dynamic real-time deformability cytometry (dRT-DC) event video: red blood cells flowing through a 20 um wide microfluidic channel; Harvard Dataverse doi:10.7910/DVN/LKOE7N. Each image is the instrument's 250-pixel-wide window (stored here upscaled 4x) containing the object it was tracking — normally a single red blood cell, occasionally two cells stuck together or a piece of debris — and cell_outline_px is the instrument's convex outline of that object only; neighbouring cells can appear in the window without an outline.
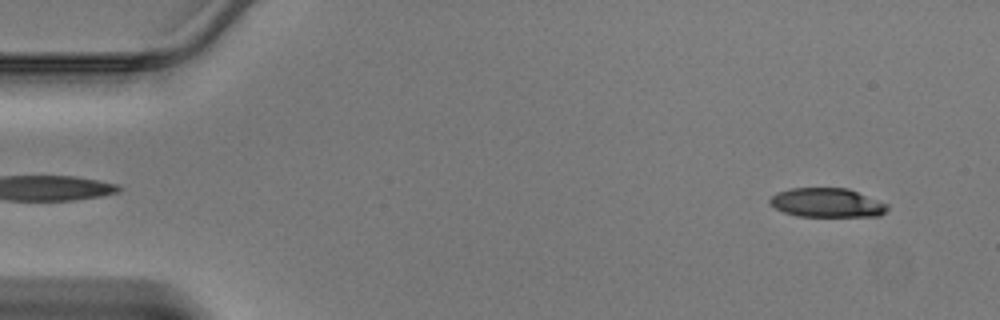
{"species": "Egyptian fruit bat (a non-hibernating species)", "species_latin": "Rousettus aegyptiacus", "temperature_condition": "warm", "stored_images_in_passage": 45, "camera_frame_rate_fps": 3000, "um_per_image_px": 0.085, "animal": {"sex": "male"}, "frame": {"image": 1, "passage_image": 3, "time_ms": 0.667, "image_size_px": [1000, 320], "cell_outline_px": [[888, 208], [880, 216], [800, 216], [784, 212], [768, 204], [768, 200], [776, 192], [788, 188], [848, 188], [888, 204]], "centroid_in_image_um": [70.26, 17.22], "position_along_channel_um": 14.7, "area_um2": 19.94}}
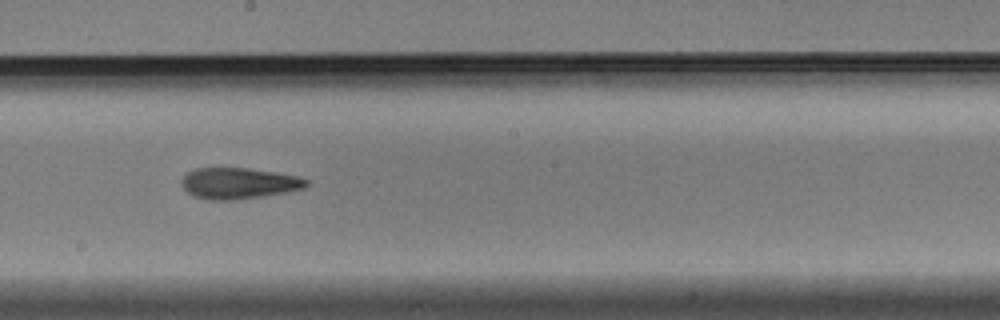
{"frame": {"image": 2, "passage_image": 25, "time_ms": 8.0, "image_size_px": [1000, 320], "cell_outline_px": [[308, 184], [304, 188], [264, 196], [236, 200], [208, 200], [192, 196], [180, 184], [180, 180], [188, 172], [196, 168], [248, 168], [276, 172], [300, 176], [308, 180]], "centroid_in_image_um": [20.28, 15.58], "position_along_channel_um": 227.9, "area_um2": 22.77}}
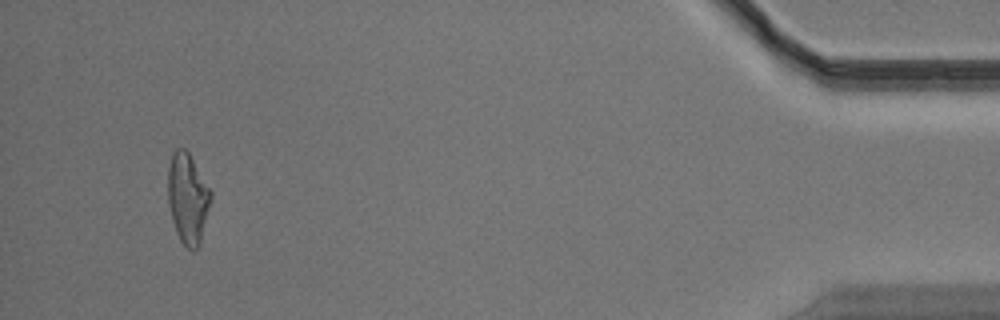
{"frame": {"image": 3, "passage_image": 43, "time_ms": 14.0, "image_size_px": [1000, 320], "cell_outline_px": [[212, 200], [200, 244], [196, 248], [188, 248], [180, 240], [176, 232], [172, 220], [168, 204], [168, 168], [172, 152], [176, 148], [184, 148], [188, 152], [212, 192]], "centroid_in_image_um": [15.96, 16.85], "position_along_channel_um": 419.2, "area_um2": 22.6}}